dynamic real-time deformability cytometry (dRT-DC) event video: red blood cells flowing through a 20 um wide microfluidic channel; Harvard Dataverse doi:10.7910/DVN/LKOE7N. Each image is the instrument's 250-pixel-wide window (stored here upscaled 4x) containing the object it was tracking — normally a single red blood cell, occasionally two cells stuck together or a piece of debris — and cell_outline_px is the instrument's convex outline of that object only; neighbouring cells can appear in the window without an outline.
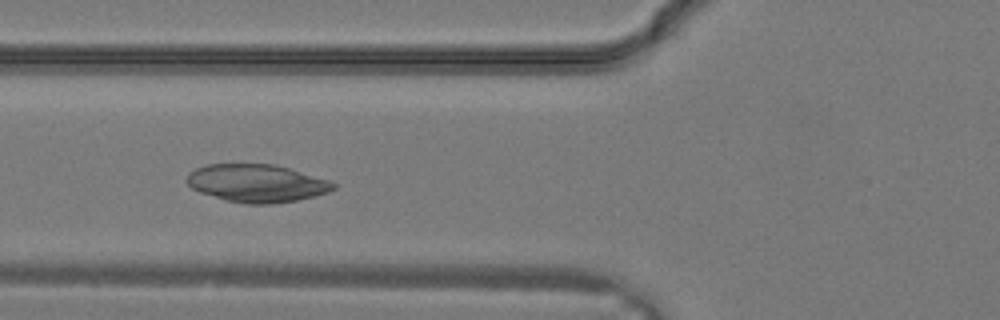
{"species": "common noctule bat (a hibernating species)", "species_latin": "Nyctalus noctula", "temperature_condition": "warm", "stored_images_in_passage": 20, "camera_frame_rate_fps": 3000, "um_per_image_px": 0.085, "animal": {"sex": "male", "body_mass_g": 19.2, "forearm_length_mm": 51.8}, "frame": {"image": 1, "passage_image": 9, "time_ms": 2.667, "image_size_px": [1000, 320], "cell_outline_px": [[336, 188], [328, 192], [296, 200], [268, 204], [244, 204], [228, 200], [200, 192], [192, 188], [184, 180], [188, 172], [196, 168], [208, 164], [272, 164], [288, 168], [332, 180], [336, 184]], "centroid_in_image_um": [21.82, 15.56], "position_along_channel_um": 104.0, "area_um2": 32.25}}
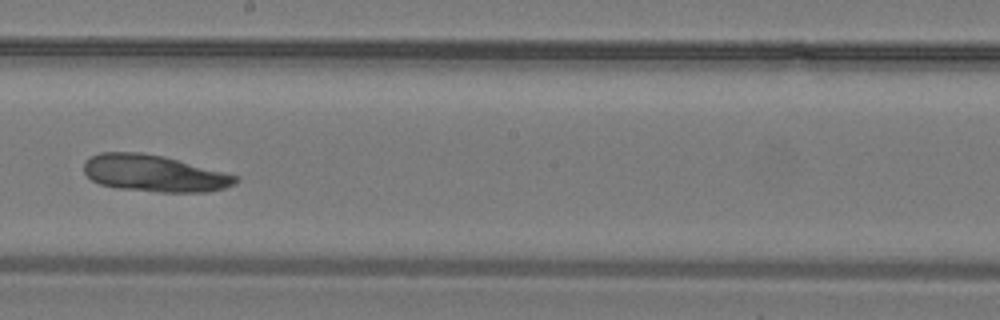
{"frame": {"image": 2, "passage_image": 15, "time_ms": 4.667, "image_size_px": [1000, 320], "cell_outline_px": [[240, 180], [236, 184], [224, 188], [204, 192], [156, 192], [116, 188], [100, 184], [92, 180], [84, 172], [84, 160], [100, 152], [140, 152], [164, 156], [240, 176]], "centroid_in_image_um": [13.12, 14.74], "position_along_channel_um": 235.1, "area_um2": 32.71}}
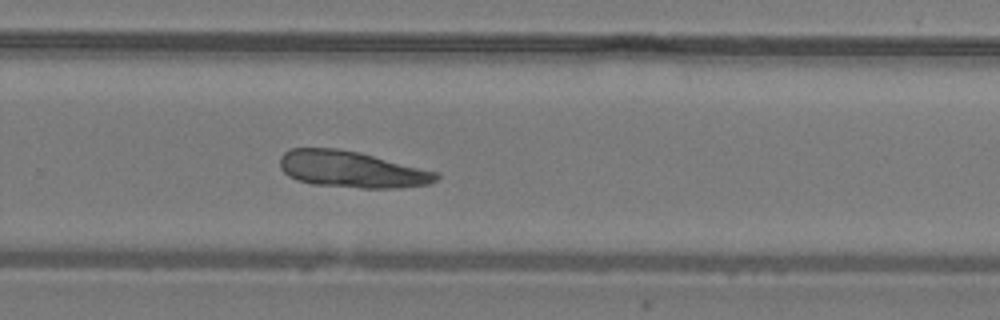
{"frame": {"image": 3, "passage_image": 18, "time_ms": 5.667, "image_size_px": [1000, 320], "cell_outline_px": [[440, 176], [432, 184], [400, 188], [360, 188], [312, 184], [296, 180], [288, 176], [280, 168], [280, 156], [288, 148], [336, 148], [360, 152], [436, 172]], "centroid_in_image_um": [29.86, 14.4], "position_along_channel_um": 299.9, "area_um2": 33.41}}